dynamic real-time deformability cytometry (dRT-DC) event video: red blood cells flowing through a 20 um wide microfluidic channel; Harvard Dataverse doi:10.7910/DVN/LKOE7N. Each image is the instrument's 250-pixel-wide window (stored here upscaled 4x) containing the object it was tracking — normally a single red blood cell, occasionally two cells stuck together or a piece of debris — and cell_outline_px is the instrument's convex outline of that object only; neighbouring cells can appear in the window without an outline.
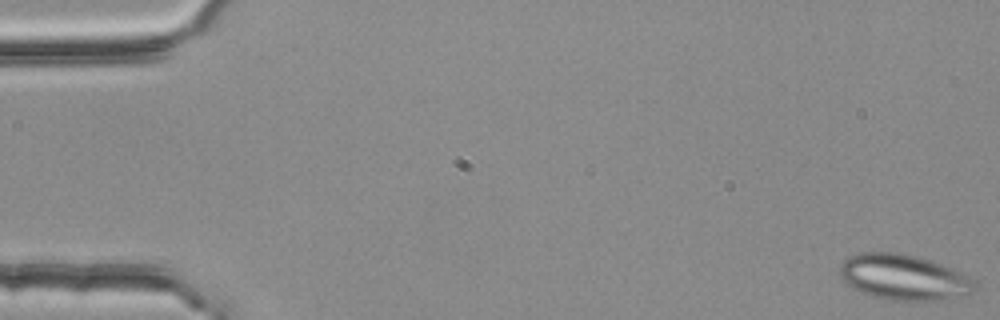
{"species": "common noctule bat (a hibernating species)", "species_latin": "Nyctalus noctula", "temperature_condition": "room temperature", "stored_images_in_passage": 8, "segment_of_instrument_passage": [1, 2], "camera_frame_rate_fps": 3000, "um_per_image_px": 0.085, "animal": {"sex": "female", "body_mass_g": 25.1}, "frame": {"image": 1, "passage_image": 1, "time_ms": 0.0, "image_size_px": [1000, 320], "cell_outline_px": [[980, 284], [972, 292], [936, 300], [892, 300], [872, 296], [860, 292], [852, 288], [840, 276], [840, 264], [848, 256], [860, 252], [904, 252], [920, 256], [932, 260], [952, 268]], "centroid_in_image_um": [76.78, 23.53], "position_along_channel_um": 8.2, "area_um2": 35.89}}